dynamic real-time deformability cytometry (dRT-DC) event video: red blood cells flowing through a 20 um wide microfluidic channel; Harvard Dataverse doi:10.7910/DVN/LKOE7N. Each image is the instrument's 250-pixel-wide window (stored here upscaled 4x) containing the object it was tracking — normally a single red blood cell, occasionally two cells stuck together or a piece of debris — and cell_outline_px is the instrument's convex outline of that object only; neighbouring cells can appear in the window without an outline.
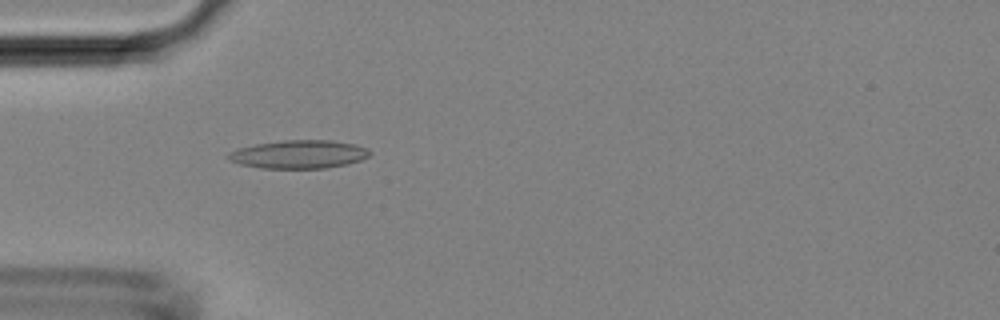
{"species": "Egyptian fruit bat (a non-hibernating species)", "species_latin": "Rousettus aegyptiacus", "temperature_condition": "room temperature", "stored_images_in_passage": 46, "camera_frame_rate_fps": 3000, "um_per_image_px": 0.085, "animal": {"sex": "female"}, "frame": {"image": 1, "passage_image": 14, "time_ms": 4.333, "image_size_px": [1000, 320], "cell_outline_px": [[372, 152], [368, 156], [360, 160], [348, 164], [324, 168], [260, 168], [240, 164], [228, 160], [224, 156], [228, 152], [236, 148], [256, 144], [284, 140], [332, 140], [356, 144], [368, 148]], "centroid_in_image_um": [25.38, 13.11], "position_along_channel_um": 59.6, "area_um2": 23.58}}
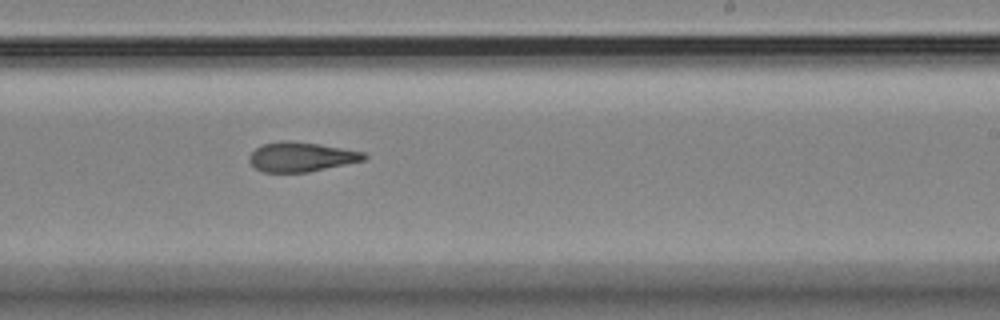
{"frame": {"image": 2, "passage_image": 28, "time_ms": 9.0, "image_size_px": [1000, 320], "cell_outline_px": [[368, 156], [364, 160], [308, 172], [264, 172], [256, 168], [248, 160], [248, 156], [256, 148], [264, 144], [280, 140], [288, 140], [320, 144], [364, 152]], "centroid_in_image_um": [25.59, 13.32], "position_along_channel_um": 263.4, "area_um2": 19.65}}
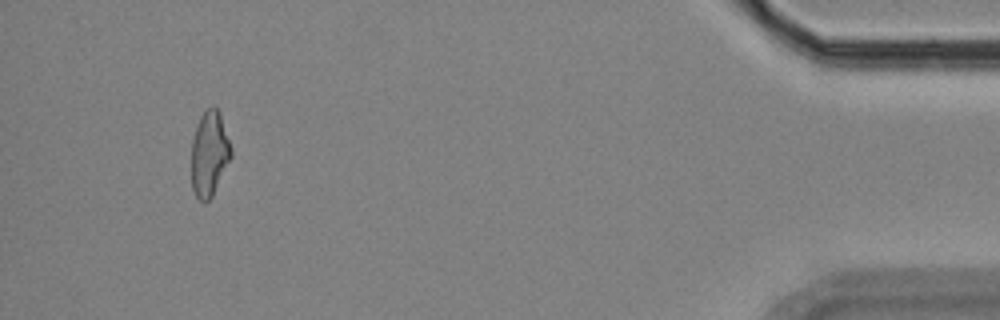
{"frame": {"image": 3, "passage_image": 43, "time_ms": 14.0, "image_size_px": [1000, 320], "cell_outline_px": [[232, 156], [212, 196], [204, 204], [196, 196], [192, 188], [192, 140], [200, 116], [212, 104], [220, 112], [232, 148]], "centroid_in_image_um": [17.81, 13.05], "position_along_channel_um": 417.4, "area_um2": 19.65}}